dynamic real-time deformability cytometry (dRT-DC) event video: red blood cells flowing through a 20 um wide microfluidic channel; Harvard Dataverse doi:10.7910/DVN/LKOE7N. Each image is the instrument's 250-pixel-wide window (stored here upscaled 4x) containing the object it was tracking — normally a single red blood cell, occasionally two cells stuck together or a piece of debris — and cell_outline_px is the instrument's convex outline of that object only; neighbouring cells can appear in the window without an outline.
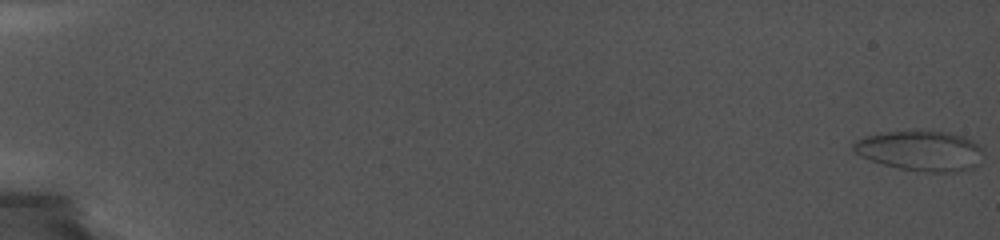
{"species": "common noctule bat (a hibernating species)", "species_latin": "Nyctalus noctula", "temperature_condition": "cold", "stored_images_in_passage": 79, "camera_frame_rate_fps": 5000, "um_per_image_px": 0.085, "animal": {"sex": "female", "body_mass_g": 19.0, "forearm_length_mm": 56.7}, "frame": {"image": 1, "passage_image": 1, "time_ms": 0.0, "image_size_px": [1000, 240], "cell_outline_px": [[984, 152], [980, 164], [972, 168], [956, 172], [924, 172], [900, 168], [884, 164], [860, 156], [852, 148], [852, 144], [856, 140], [864, 136], [880, 132], [912, 128], [932, 128], [964, 136], [972, 140], [984, 148]], "centroid_in_image_um": [78.28, 12.75], "position_along_channel_um": 6.7, "area_um2": 31.67}}
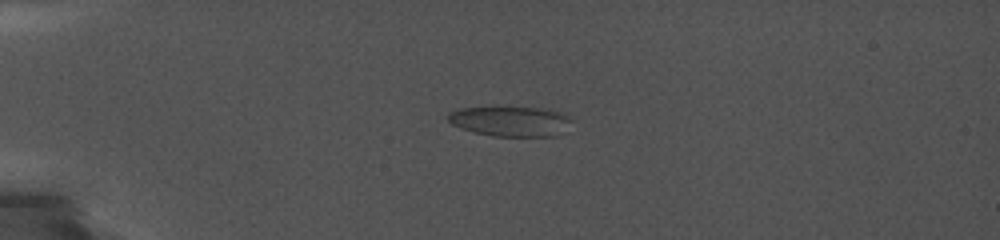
{"frame": {"image": 2, "passage_image": 35, "time_ms": 5.6, "image_size_px": [1000, 240], "cell_outline_px": [[572, 120], [556, 136], [492, 136], [476, 132], [452, 124], [444, 116], [448, 112], [460, 108], [536, 108], [556, 112], [568, 116]], "centroid_in_image_um": [43.32, 10.31], "position_along_channel_um": 41.7, "area_um2": 20.98}}
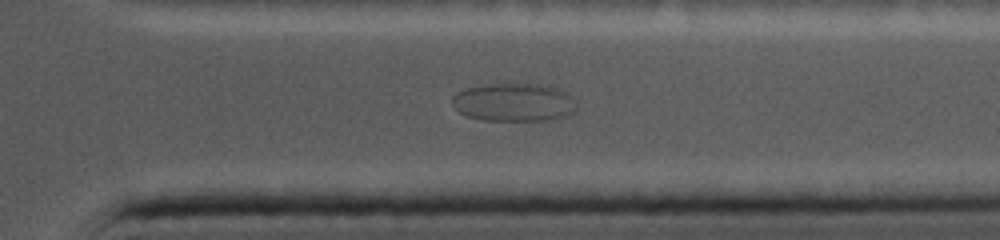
{"frame": {"image": 3, "passage_image": 72, "time_ms": 16.4, "image_size_px": [1000, 240], "cell_outline_px": [[576, 112], [564, 116], [548, 120], [484, 120], [468, 116], [460, 112], [452, 104], [452, 96], [456, 92], [468, 88], [488, 84], [548, 84], [564, 92], [576, 104]], "centroid_in_image_um": [43.67, 8.69], "position_along_channel_um": 367.7, "area_um2": 27.46}}